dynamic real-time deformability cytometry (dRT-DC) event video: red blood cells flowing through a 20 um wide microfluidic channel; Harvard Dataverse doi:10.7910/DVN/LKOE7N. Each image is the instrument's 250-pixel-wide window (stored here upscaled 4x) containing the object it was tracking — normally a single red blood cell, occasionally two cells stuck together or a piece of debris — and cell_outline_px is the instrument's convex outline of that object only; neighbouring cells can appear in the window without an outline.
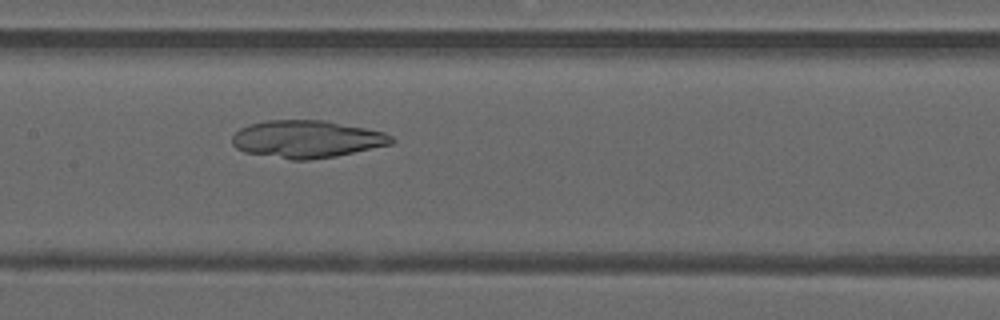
{"species": "common noctule bat (a hibernating species)", "species_latin": "Nyctalus noctula", "temperature_condition": "warm", "stored_images_in_passage": 48, "camera_frame_rate_fps": 3000, "um_per_image_px": 0.085, "animal": {"sex": "male", "forearm_length_mm": 52.5}, "frame": {"image": 1, "passage_image": 24, "time_ms": 7.667, "image_size_px": [1000, 320], "cell_outline_px": [[396, 140], [392, 144], [336, 156], [308, 160], [292, 160], [244, 152], [236, 148], [232, 144], [232, 136], [240, 128], [248, 124], [268, 120], [324, 120], [384, 132], [392, 136]], "centroid_in_image_um": [26.06, 11.82], "position_along_channel_um": 181.3, "area_um2": 34.8}}
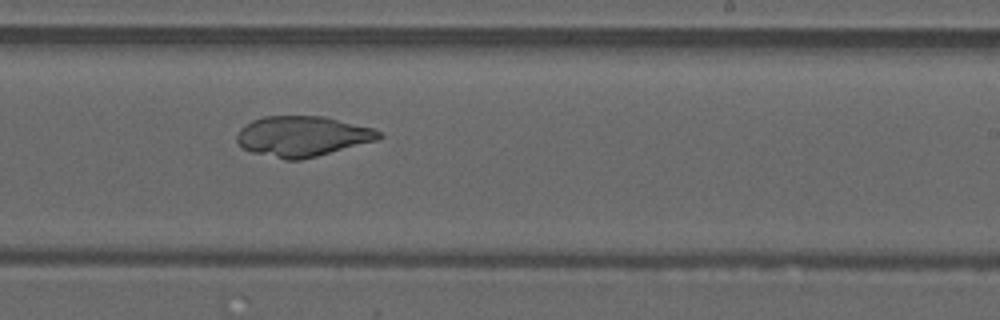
{"frame": {"image": 2, "passage_image": 30, "time_ms": 9.667, "image_size_px": [1000, 320], "cell_outline_px": [[384, 136], [376, 140], [316, 156], [300, 160], [284, 160], [252, 152], [244, 148], [236, 140], [236, 136], [240, 128], [244, 124], [252, 120], [264, 116], [324, 116], [372, 128], [380, 132]], "centroid_in_image_um": [25.66, 11.58], "position_along_channel_um": 263.3, "area_um2": 33.23}}
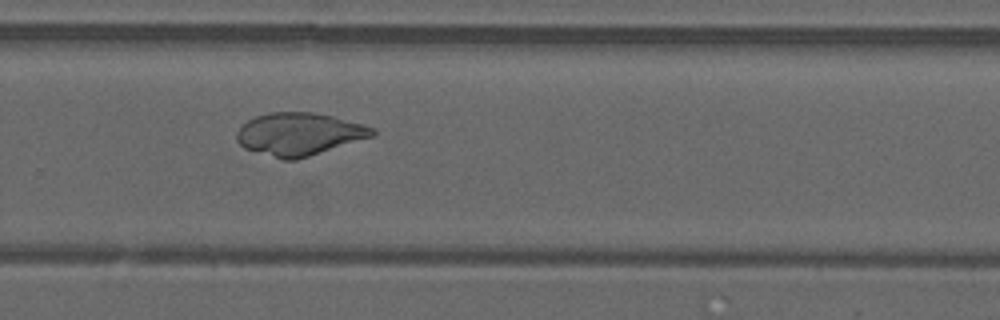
{"frame": {"image": 3, "passage_image": 33, "time_ms": 10.667, "image_size_px": [1000, 320], "cell_outline_px": [[376, 132], [372, 136], [296, 160], [284, 160], [244, 148], [236, 140], [236, 132], [248, 120], [256, 116], [268, 112], [312, 112], [332, 116], [376, 128]], "centroid_in_image_um": [25.4, 11.39], "position_along_channel_um": 304.4, "area_um2": 33.35}}